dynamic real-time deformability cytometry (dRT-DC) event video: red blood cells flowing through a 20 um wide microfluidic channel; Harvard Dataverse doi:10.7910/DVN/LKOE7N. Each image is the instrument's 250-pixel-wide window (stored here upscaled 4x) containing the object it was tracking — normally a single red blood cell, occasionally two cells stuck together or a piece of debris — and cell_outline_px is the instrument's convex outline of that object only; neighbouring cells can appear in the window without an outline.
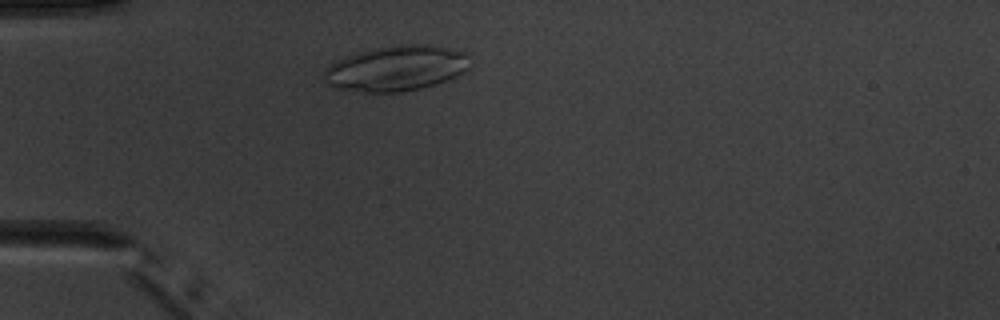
{"species": "common noctule bat (a hibernating species)", "species_latin": "Nyctalus noctula", "temperature_condition": "warm", "stored_images_in_passage": 2, "camera_frame_rate_fps": 3000, "um_per_image_px": 0.085, "animal": {"sex": "male", "body_mass_g": 20.1, "forearm_length_mm": 53.5}, "frame": {"image": 1, "passage_image": 2, "time_ms": 1.0, "image_size_px": [1000, 320], "cell_outline_px": [[468, 68], [464, 72], [456, 76], [436, 84], [420, 88], [400, 92], [364, 92], [332, 88], [324, 84], [324, 68], [356, 52], [372, 48], [392, 44], [432, 44], [464, 52], [468, 56]], "centroid_in_image_um": [33.64, 5.8], "position_along_channel_um": 51.4, "area_um2": 38.84}}